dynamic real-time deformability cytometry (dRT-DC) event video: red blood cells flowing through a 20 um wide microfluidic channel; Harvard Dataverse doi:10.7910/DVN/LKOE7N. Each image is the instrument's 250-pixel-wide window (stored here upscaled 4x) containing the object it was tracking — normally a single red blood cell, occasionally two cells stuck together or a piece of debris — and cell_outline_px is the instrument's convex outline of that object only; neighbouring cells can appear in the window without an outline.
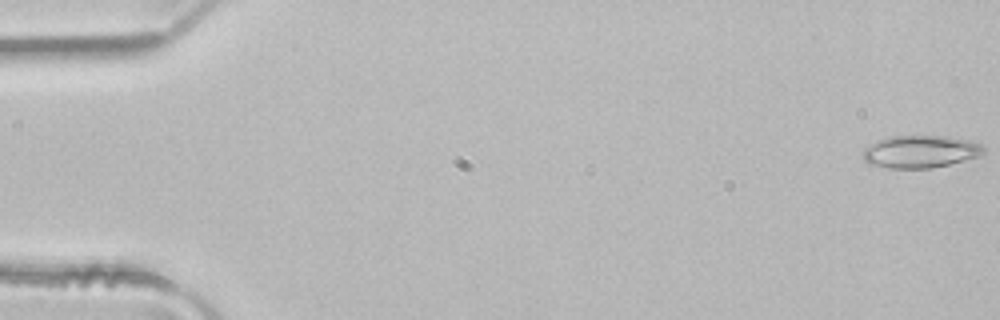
{"species": "common noctule bat (a hibernating species)", "species_latin": "Nyctalus noctula", "temperature_condition": "room temperature", "stored_images_in_passage": 5, "camera_frame_rate_fps": 3000, "um_per_image_px": 0.085, "animal": {"sex": "male", "body_mass_g": 21.5, "forearm_length_mm": 52.0}, "frame": {"image": 1, "passage_image": 1, "time_ms": 0.0, "image_size_px": [1000, 320], "cell_outline_px": [[984, 152], [976, 156], [964, 160], [932, 168], [888, 168], [868, 164], [864, 160], [864, 148], [868, 144], [876, 140], [892, 136], [948, 136], [968, 140], [984, 144]], "centroid_in_image_um": [78.2, 12.88], "position_along_channel_um": 6.8, "area_um2": 22.83}}